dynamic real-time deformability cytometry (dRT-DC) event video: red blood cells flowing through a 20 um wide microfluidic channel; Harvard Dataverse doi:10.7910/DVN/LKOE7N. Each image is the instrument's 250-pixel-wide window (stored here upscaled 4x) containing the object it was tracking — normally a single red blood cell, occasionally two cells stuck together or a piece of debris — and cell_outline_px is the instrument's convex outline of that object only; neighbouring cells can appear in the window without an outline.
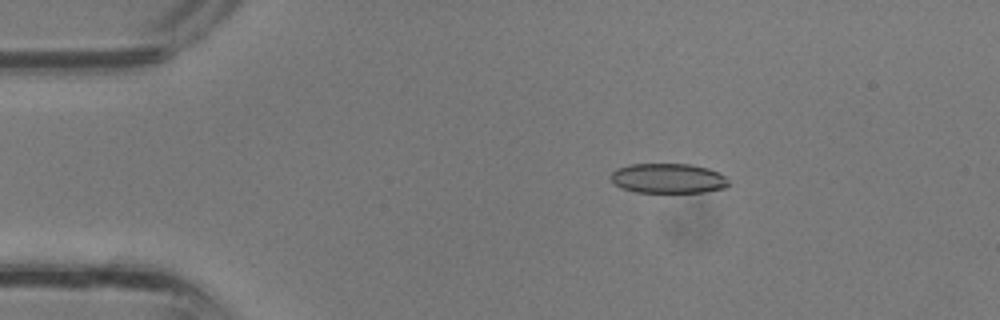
{"species": "common noctule bat (a hibernating species)", "species_latin": "Nyctalus noctula", "temperature_condition": "room temperature", "stored_images_in_passage": 34, "camera_frame_rate_fps": 3000, "um_per_image_px": 0.085, "animal": {"sex": "male", "body_mass_g": 13.3}, "frame": {"image": 1, "passage_image": 5, "time_ms": 1.333, "image_size_px": [1000, 320], "cell_outline_px": [[728, 184], [724, 188], [704, 192], [636, 192], [620, 188], [612, 184], [608, 176], [616, 168], [628, 164], [692, 164], [708, 168], [724, 176], [728, 180]], "centroid_in_image_um": [56.7, 15.16], "position_along_channel_um": 28.3, "area_um2": 20.69}}
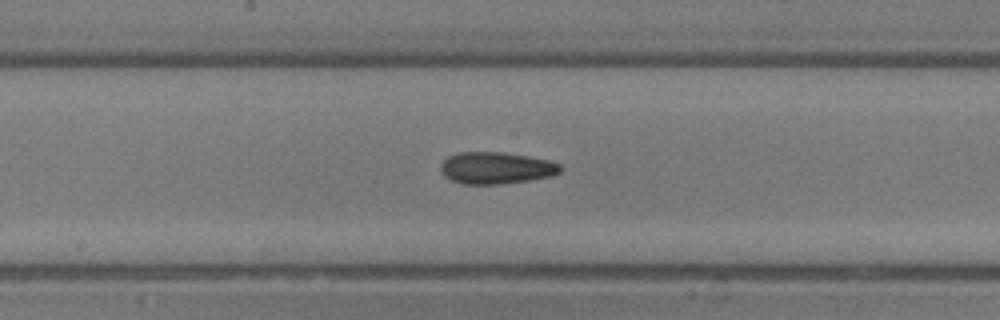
{"frame": {"image": 2, "passage_image": 17, "time_ms": 5.333, "image_size_px": [1000, 320], "cell_outline_px": [[564, 168], [560, 172], [552, 176], [528, 180], [500, 184], [464, 184], [452, 180], [444, 176], [440, 172], [440, 164], [448, 156], [460, 152], [504, 152], [528, 156], [548, 160], [560, 164]], "centroid_in_image_um": [42.17, 14.27], "position_along_channel_um": 206.0, "area_um2": 22.31}}
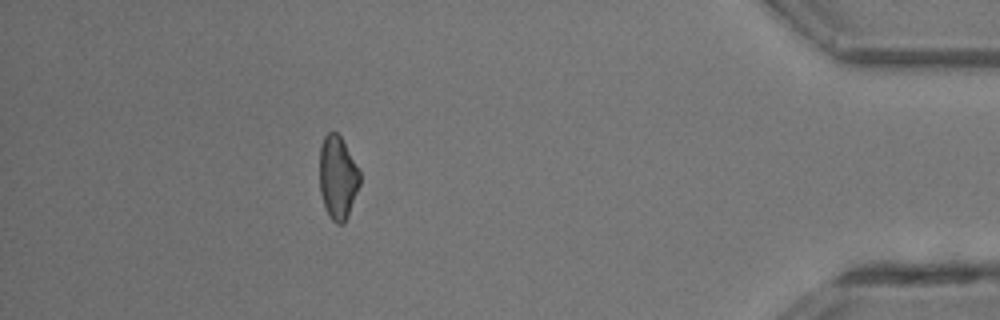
{"frame": {"image": 3, "passage_image": 30, "time_ms": 9.667, "image_size_px": [1000, 320], "cell_outline_px": [[360, 184], [348, 216], [344, 224], [336, 224], [332, 220], [324, 204], [320, 192], [320, 144], [324, 136], [328, 132], [336, 132], [340, 136], [360, 172]], "centroid_in_image_um": [28.7, 15.09], "position_along_channel_um": 406.5, "area_um2": 19.36}}